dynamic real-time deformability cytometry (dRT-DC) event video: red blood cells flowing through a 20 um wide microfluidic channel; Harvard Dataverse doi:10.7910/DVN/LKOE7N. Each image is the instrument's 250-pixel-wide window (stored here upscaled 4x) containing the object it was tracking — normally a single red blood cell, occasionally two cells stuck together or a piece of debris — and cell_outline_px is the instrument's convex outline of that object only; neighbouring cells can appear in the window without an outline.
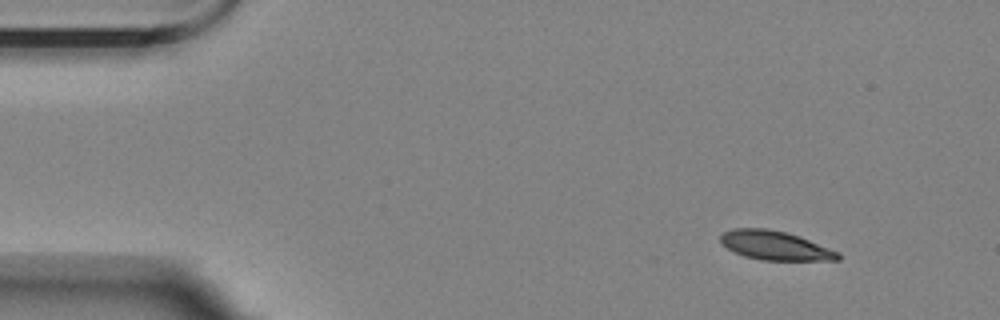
{"species": "Egyptian fruit bat (a non-hibernating species)", "species_latin": "Rousettus aegyptiacus", "temperature_condition": "room temperature", "stored_images_in_passage": 3, "camera_frame_rate_fps": 3000, "um_per_image_px": 0.085, "animal": {"sex": "female"}, "frame": {"image": 1, "passage_image": 1, "time_ms": 0.0, "image_size_px": [1000, 320], "cell_outline_px": [[840, 260], [760, 260], [744, 256], [728, 248], [720, 240], [720, 236], [724, 232], [732, 228], [768, 228], [800, 236], [840, 252]], "centroid_in_image_um": [65.91, 20.86], "position_along_channel_um": 19.1, "area_um2": 19.83}}